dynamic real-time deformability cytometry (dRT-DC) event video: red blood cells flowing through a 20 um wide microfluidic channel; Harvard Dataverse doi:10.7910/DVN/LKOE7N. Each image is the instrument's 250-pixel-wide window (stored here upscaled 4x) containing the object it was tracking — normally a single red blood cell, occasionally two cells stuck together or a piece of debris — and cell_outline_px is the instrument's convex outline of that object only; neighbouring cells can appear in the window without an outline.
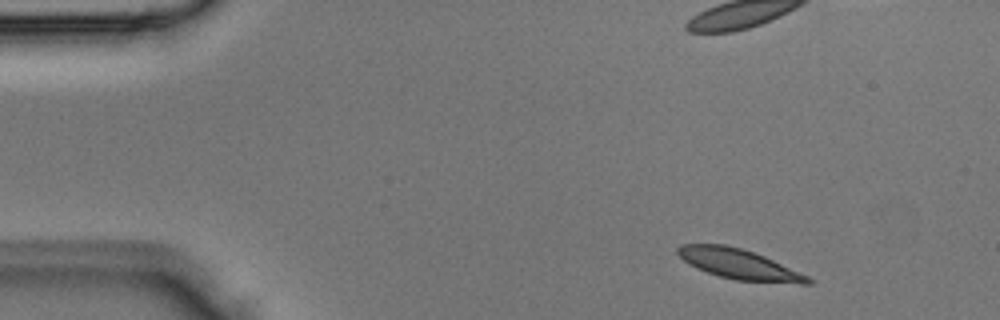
{"species": "Egyptian fruit bat (a non-hibernating species)", "species_latin": "Rousettus aegyptiacus", "temperature_condition": "room temperature", "stored_images_in_passage": 6, "camera_frame_rate_fps": 3000, "um_per_image_px": 0.085, "animal": {"sex": "male"}, "frame": {"image": 1, "passage_image": 1, "time_ms": 0.0, "image_size_px": [1000, 320], "cell_outline_px": [[816, 280], [812, 284], [800, 284], [736, 280], [720, 276], [696, 268], [688, 264], [676, 252], [676, 248], [680, 244], [724, 244], [740, 248], [764, 256], [808, 276]], "centroid_in_image_um": [62.83, 22.46], "position_along_channel_um": 22.2, "area_um2": 22.77}}
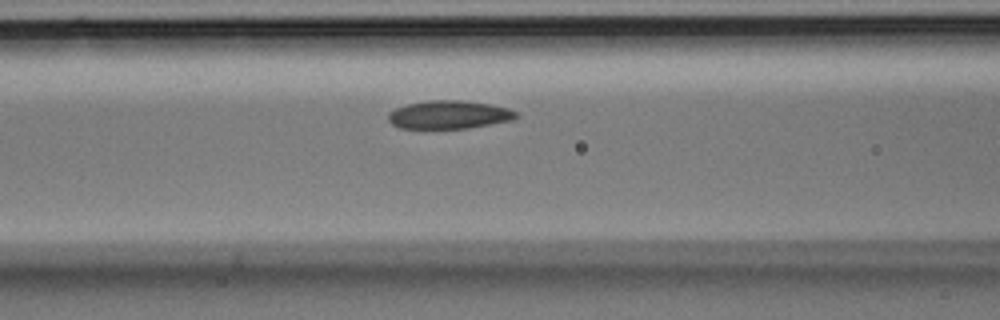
{"frame": {"image": 2, "passage_image": 5, "time_ms": 1.333, "image_size_px": [1000, 320], "cell_outline_px": [[520, 116], [512, 120], [468, 128], [400, 128], [392, 124], [388, 120], [388, 112], [396, 108], [408, 104], [428, 100], [464, 100], [492, 104], [508, 108], [516, 112]], "centroid_in_image_um": [38.18, 9.74], "position_along_channel_um": 128.4, "area_um2": 21.1}}